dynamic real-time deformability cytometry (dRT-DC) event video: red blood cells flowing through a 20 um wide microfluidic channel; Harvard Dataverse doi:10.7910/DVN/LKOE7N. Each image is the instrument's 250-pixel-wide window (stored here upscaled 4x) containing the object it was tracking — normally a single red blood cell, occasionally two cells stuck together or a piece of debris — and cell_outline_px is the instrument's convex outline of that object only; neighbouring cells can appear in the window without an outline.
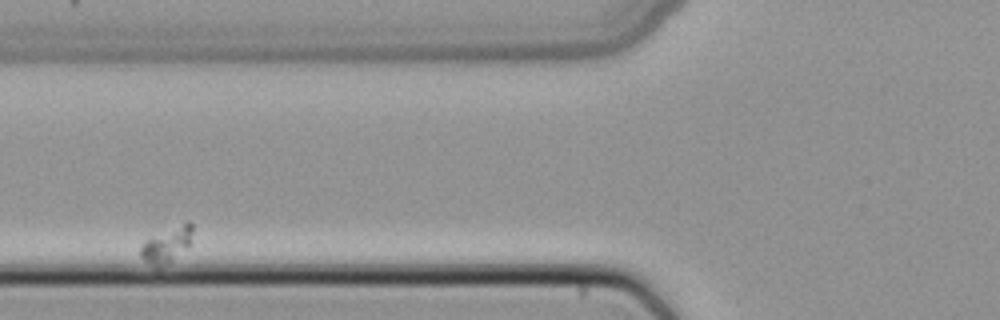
{"species": "common noctule bat (a hibernating species)", "species_latin": "Nyctalus noctula", "temperature_condition": "cold", "stored_images_in_passage": 3, "camera_frame_rate_fps": 3000, "um_per_image_px": 0.085, "animal": {"sex": "female", "body_mass_g": 22.7, "forearm_length_mm": 54.2}, "frame": {"image": 1, "passage_image": 2, "time_ms": 0.333, "image_size_px": [1000, 320], "cell_outline_px": [[192, 232], [188, 244], [172, 260], [160, 268], [156, 268], [144, 260], [140, 256], [140, 248], [144, 240], [188, 220], [192, 224]], "centroid_in_image_um": [14.13, 20.81], "position_along_channel_um": 111.7, "area_um2": 10.4}}